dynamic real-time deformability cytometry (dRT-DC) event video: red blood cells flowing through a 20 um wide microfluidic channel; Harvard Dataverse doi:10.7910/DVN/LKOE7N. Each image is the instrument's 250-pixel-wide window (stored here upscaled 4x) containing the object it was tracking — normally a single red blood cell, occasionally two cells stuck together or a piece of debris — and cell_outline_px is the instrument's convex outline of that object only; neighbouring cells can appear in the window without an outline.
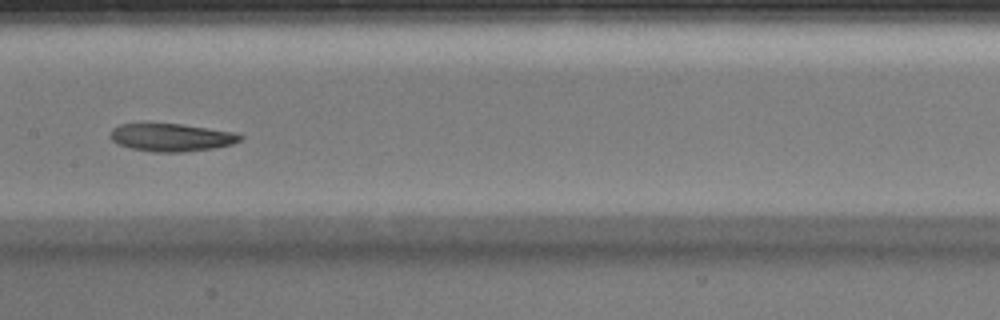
{"species": "Egyptian fruit bat (a non-hibernating species)", "species_latin": "Rousettus aegyptiacus", "temperature_condition": "warm", "stored_images_in_passage": 24, "camera_frame_rate_fps": 3000, "um_per_image_px": 0.085, "animal": {"sex": "male"}, "frame": {"image": 1, "passage_image": 17, "time_ms": 5.333, "image_size_px": [1000, 320], "cell_outline_px": [[236, 140], [224, 144], [192, 148], [148, 148], [128, 144], [124, 140], [148, 124], [168, 124], [216, 132], [236, 136]], "centroid_in_image_um": [15.0, 11.67], "position_along_channel_um": 192.4, "area_um2": 13.76}}